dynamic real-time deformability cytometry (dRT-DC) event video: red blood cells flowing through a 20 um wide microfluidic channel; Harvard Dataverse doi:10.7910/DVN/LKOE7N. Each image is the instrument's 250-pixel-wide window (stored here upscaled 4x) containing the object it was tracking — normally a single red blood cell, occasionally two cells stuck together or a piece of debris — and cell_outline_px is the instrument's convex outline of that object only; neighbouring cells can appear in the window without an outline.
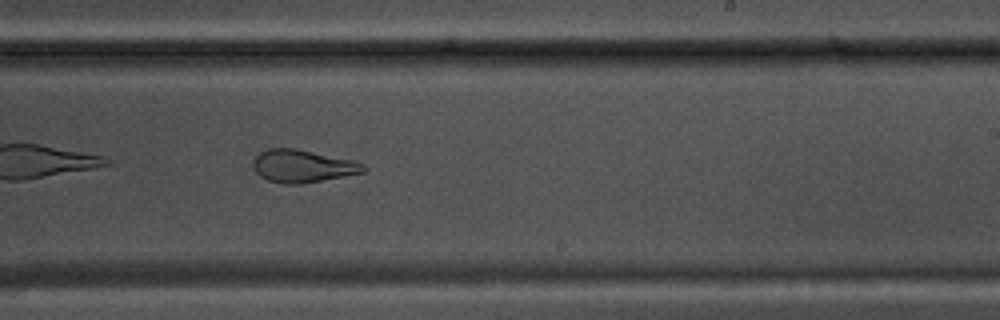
{"species": "common noctule bat (a hibernating species)", "species_latin": "Nyctalus noctula", "temperature_condition": "warm", "stored_images_in_passage": 38, "camera_frame_rate_fps": 3000, "um_per_image_px": 0.085, "animal": {"sex": "male", "body_mass_g": 17.5, "forearm_length_mm": 52.3}, "frame": {"image": 1, "passage_image": 17, "time_ms": 5.333, "image_size_px": [1000, 320], "cell_outline_px": [[368, 168], [364, 172], [300, 184], [284, 184], [268, 180], [260, 176], [252, 168], [252, 160], [260, 152], [268, 148], [296, 148], [352, 160], [364, 164]], "centroid_in_image_um": [25.68, 14.11], "position_along_channel_um": 263.3, "area_um2": 20.98}}
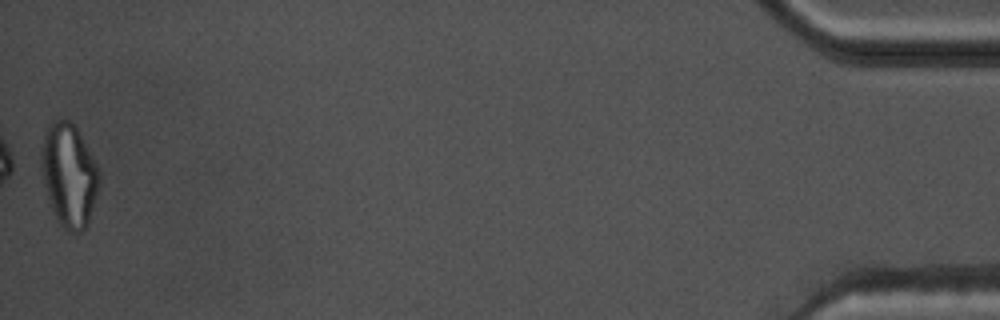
{"frame": {"image": 2, "passage_image": 38, "time_ms": 12.333, "image_size_px": [1000, 320], "cell_outline_px": [[100, 180], [88, 224], [80, 232], [68, 232], [56, 220], [48, 204], [40, 168], [40, 148], [44, 132], [52, 120], [60, 116], [68, 120], [76, 128], [92, 156], [100, 172]], "centroid_in_image_um": [5.81, 14.87], "position_along_channel_um": 429.4, "area_um2": 35.37}, "authors_computed_cell_mechanics": {"area_um2": 22.7443, "velocity_mm_per_s": 3.7246, "shape_relaxation_time_tau1_ms": null, "shape_relaxation_time_tau2_ms": 1.5624, "deformation_change_tau1": null, "deformation_change_tau2": 0.0854}}